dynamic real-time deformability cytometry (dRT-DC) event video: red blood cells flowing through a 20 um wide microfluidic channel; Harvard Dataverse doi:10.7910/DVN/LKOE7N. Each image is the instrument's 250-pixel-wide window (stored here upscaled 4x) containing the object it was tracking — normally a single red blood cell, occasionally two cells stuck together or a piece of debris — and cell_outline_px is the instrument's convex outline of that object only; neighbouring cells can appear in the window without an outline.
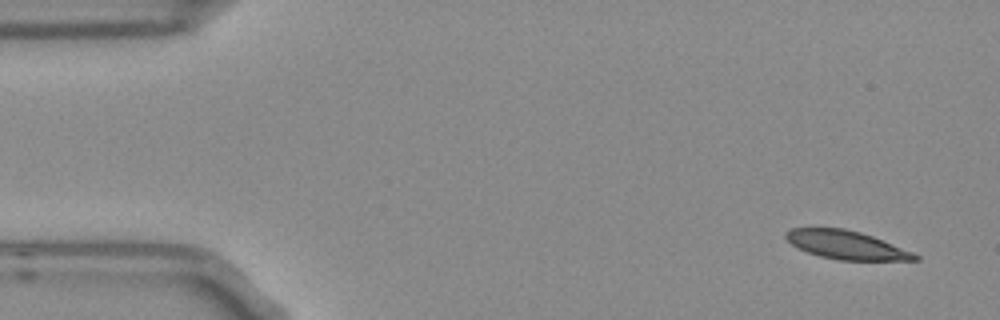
{"species": "Egyptian fruit bat (a non-hibernating species)", "species_latin": "Rousettus aegyptiacus", "temperature_condition": "room temperature", "stored_images_in_passage": 4, "camera_frame_rate_fps": 3000, "um_per_image_px": 0.085, "frame": {"image": 1, "passage_image": 1, "time_ms": 0.0, "image_size_px": [1000, 320], "cell_outline_px": [[920, 260], [840, 260], [820, 256], [796, 248], [784, 236], [784, 232], [792, 228], [844, 228], [860, 232], [872, 236], [912, 252], [920, 256]], "centroid_in_image_um": [71.91, 20.82], "position_along_channel_um": 13.1, "area_um2": 21.21}}
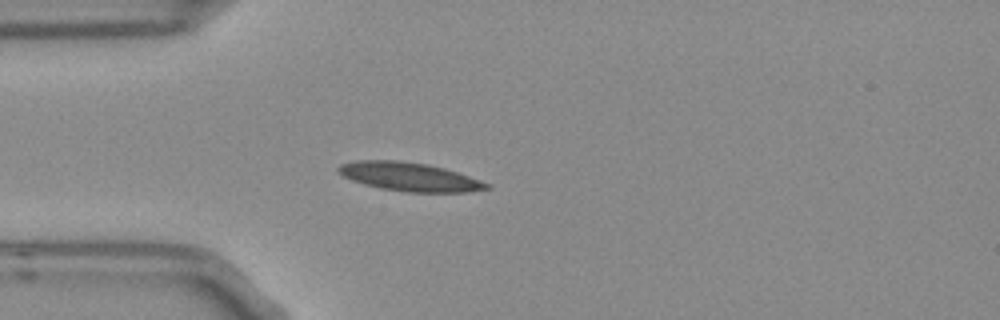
{"frame": {"image": 2, "passage_image": 4, "time_ms": 1.0, "image_size_px": [1000, 320], "cell_outline_px": [[492, 188], [468, 192], [408, 192], [380, 188], [364, 184], [352, 180], [336, 172], [336, 168], [340, 164], [356, 160], [400, 160], [428, 164], [444, 168], [492, 184]], "centroid_in_image_um": [34.8, 15.02], "position_along_channel_um": 50.2, "area_um2": 24.85}}